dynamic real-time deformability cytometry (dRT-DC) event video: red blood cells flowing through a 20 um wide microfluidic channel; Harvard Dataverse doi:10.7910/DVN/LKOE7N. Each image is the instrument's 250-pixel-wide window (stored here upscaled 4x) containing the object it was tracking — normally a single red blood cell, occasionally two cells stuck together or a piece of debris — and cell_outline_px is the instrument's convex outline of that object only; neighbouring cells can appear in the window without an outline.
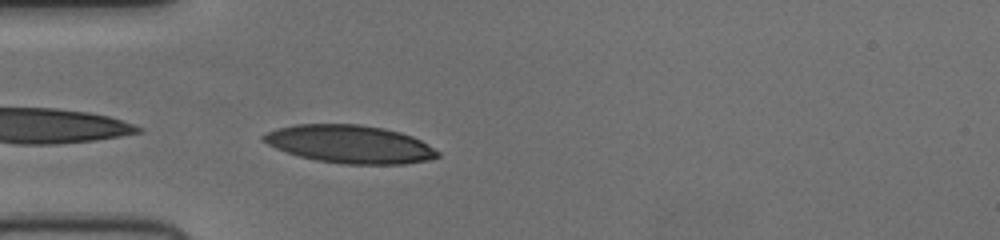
{"species": "human", "species_latin": "Homo sapiens", "temperature_condition": "cold", "stored_images_in_passage": 34, "camera_frame_rate_fps": 3000, "um_per_image_px": 0.085, "donor": {"sex": "female"}, "frame": {"image": 1, "passage_image": 1, "time_ms": 0.0, "image_size_px": [1000, 240], "cell_outline_px": [[440, 156], [428, 160], [404, 164], [344, 164], [316, 160], [300, 156], [276, 148], [260, 140], [260, 136], [264, 132], [276, 128], [296, 124], [360, 124], [384, 128], [400, 132], [412, 136], [428, 144], [440, 152]], "centroid_in_image_um": [29.72, 12.24], "position_along_channel_um": 55.3, "area_um2": 38.73}}
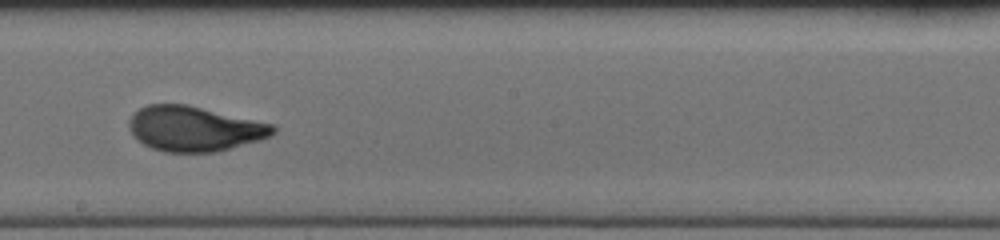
{"frame": {"image": 2, "passage_image": 15, "time_ms": 4.667, "image_size_px": [1000, 240], "cell_outline_px": [[276, 132], [272, 136], [260, 140], [216, 152], [164, 152], [152, 148], [136, 140], [132, 136], [128, 128], [128, 120], [132, 112], [148, 104], [188, 104], [276, 124]], "centroid_in_image_um": [16.52, 10.93], "position_along_channel_um": 231.7, "area_um2": 38.44}}
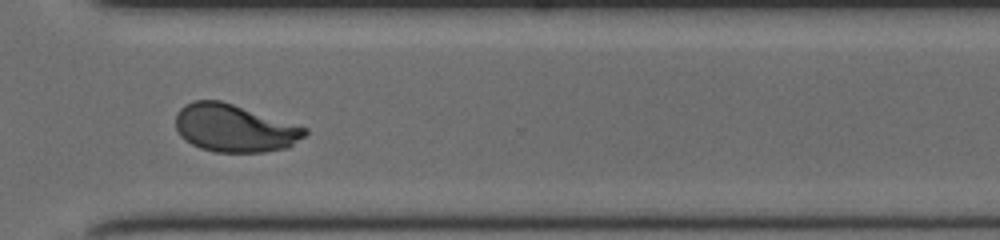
{"frame": {"image": 3, "passage_image": 24, "time_ms": 7.667, "image_size_px": [1000, 240], "cell_outline_px": [[308, 132], [304, 136], [288, 148], [264, 152], [216, 152], [200, 148], [184, 140], [180, 136], [176, 128], [176, 112], [184, 104], [192, 100], [220, 100], [308, 128]], "centroid_in_image_um": [19.9, 10.89], "position_along_channel_um": 350.7, "area_um2": 35.95}}